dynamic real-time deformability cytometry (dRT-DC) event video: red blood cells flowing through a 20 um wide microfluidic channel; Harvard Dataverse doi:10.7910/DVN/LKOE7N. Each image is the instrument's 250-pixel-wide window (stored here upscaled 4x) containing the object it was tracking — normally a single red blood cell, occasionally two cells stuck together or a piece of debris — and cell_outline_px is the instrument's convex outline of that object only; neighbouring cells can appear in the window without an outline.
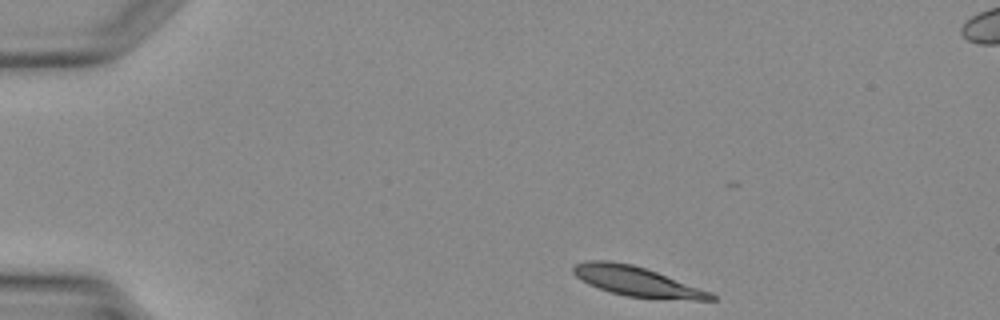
{"species": "Egyptian fruit bat (a non-hibernating species)", "species_latin": "Rousettus aegyptiacus", "temperature_condition": "warm", "stored_images_in_passage": 34, "camera_frame_rate_fps": 3000, "um_per_image_px": 0.085, "animal": {"sex": "female"}, "frame": {"image": 1, "passage_image": 1, "time_ms": 0.0, "image_size_px": [1000, 320], "cell_outline_px": [[716, 300], [692, 300], [628, 296], [608, 292], [588, 284], [576, 276], [572, 272], [572, 268], [576, 264], [588, 260], [608, 260], [632, 264], [656, 272], [708, 292], [716, 296]], "centroid_in_image_um": [54.04, 23.91], "position_along_channel_um": 31.0, "area_um2": 23.29}}
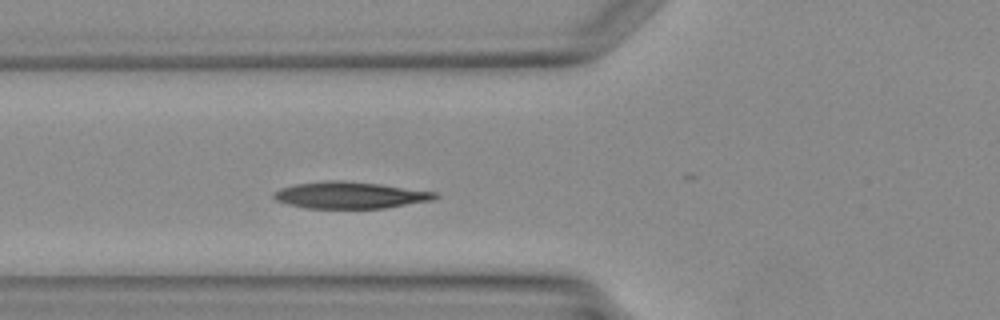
{"frame": {"image": 2, "passage_image": 9, "time_ms": 2.667, "image_size_px": [1000, 320], "cell_outline_px": [[440, 196], [432, 200], [384, 208], [304, 208], [288, 204], [276, 200], [272, 196], [272, 192], [280, 188], [296, 184], [332, 180], [340, 180], [380, 184], [440, 192]], "centroid_in_image_um": [29.77, 16.58], "position_along_channel_um": 96.0, "area_um2": 25.14}}
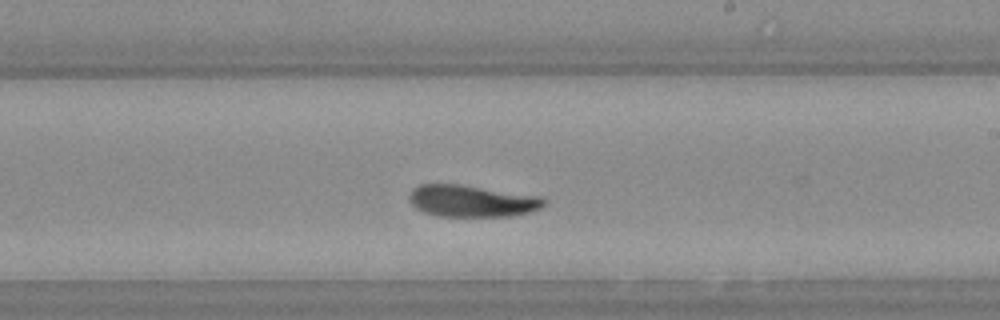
{"frame": {"image": 3, "passage_image": 18, "time_ms": 5.667, "image_size_px": [1000, 320], "cell_outline_px": [[544, 204], [540, 208], [528, 212], [512, 216], [436, 216], [420, 212], [408, 200], [408, 196], [412, 188], [420, 184], [456, 184], [540, 196], [544, 200]], "centroid_in_image_um": [40.02, 17.09], "position_along_channel_um": 249.0, "area_um2": 24.91}}